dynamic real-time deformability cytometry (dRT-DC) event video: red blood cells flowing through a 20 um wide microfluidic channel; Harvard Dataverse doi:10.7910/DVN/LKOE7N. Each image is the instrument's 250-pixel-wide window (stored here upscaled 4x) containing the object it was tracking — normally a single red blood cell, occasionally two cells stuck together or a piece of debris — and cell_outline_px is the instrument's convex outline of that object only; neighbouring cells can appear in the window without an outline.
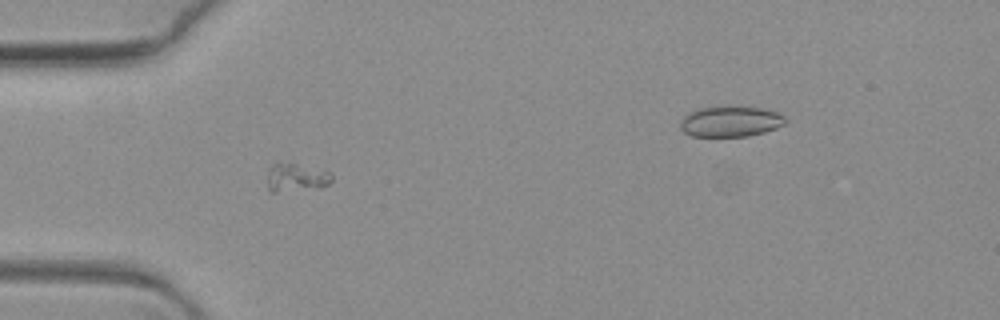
{"species": "common noctule bat (a hibernating species)", "species_latin": "Nyctalus noctula", "temperature_condition": "warm", "stored_images_in_passage": 3, "camera_frame_rate_fps": 3000, "um_per_image_px": 0.085, "animal": {"sex": "female", "body_mass_g": 19.3, "forearm_length_mm": 54.1}, "frame": {"image": 1, "passage_image": 2, "time_ms": 0.333, "image_size_px": [1000, 320], "cell_outline_px": [[332, 180], [328, 184], [320, 188], [276, 192], [268, 192], [268, 168], [272, 164], [292, 164], [328, 172], [332, 176]], "centroid_in_image_um": [25.14, 15.14], "position_along_channel_um": 59.9, "area_um2": 10.29}}